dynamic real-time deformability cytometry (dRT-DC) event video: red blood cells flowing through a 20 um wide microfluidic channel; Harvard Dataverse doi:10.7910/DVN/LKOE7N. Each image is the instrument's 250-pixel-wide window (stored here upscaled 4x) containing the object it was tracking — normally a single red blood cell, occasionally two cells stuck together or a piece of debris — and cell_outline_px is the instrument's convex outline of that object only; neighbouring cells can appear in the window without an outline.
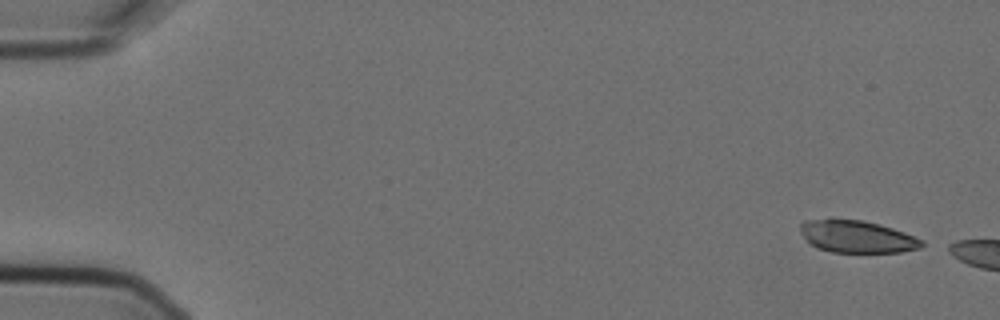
{"species": "Egyptian fruit bat (a non-hibernating species)", "species_latin": "Rousettus aegyptiacus", "temperature_condition": "cold", "stored_images_in_passage": 3, "camera_frame_rate_fps": 3000, "um_per_image_px": 0.085, "animal": {"sex": "female"}, "frame": {"image": 1, "passage_image": 1, "time_ms": 0.0, "image_size_px": [1000, 320], "cell_outline_px": [[924, 244], [920, 248], [900, 252], [832, 252], [820, 248], [812, 244], [804, 236], [800, 228], [800, 224], [804, 220], [832, 216], [864, 220], [880, 224], [904, 232], [924, 240]], "centroid_in_image_um": [72.83, 20.06], "position_along_channel_um": 12.2, "area_um2": 23.29}}